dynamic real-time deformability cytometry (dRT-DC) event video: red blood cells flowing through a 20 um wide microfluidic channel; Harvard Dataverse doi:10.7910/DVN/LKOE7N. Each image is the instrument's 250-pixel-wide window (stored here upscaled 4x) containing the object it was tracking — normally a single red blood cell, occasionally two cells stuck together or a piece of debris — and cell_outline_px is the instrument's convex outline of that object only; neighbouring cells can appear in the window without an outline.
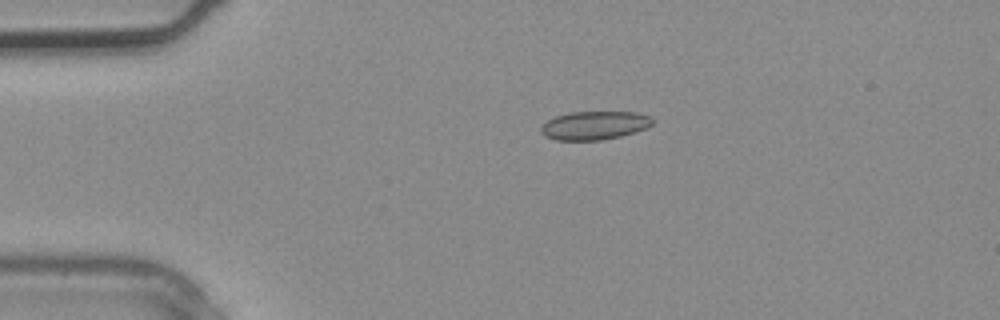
{"species": "common noctule bat (a hibernating species)", "species_latin": "Nyctalus noctula", "temperature_condition": "warm", "stored_images_in_passage": 2, "camera_frame_rate_fps": 3000, "um_per_image_px": 0.085, "animal": {"sex": "male", "body_mass_g": 20.4}, "frame": {"image": 1, "passage_image": 1, "time_ms": 0.0, "image_size_px": [1000, 320], "cell_outline_px": [[656, 120], [652, 124], [636, 132], [620, 136], [600, 140], [556, 140], [544, 136], [540, 132], [540, 128], [548, 120], [556, 116], [568, 112], [636, 112], [652, 116]], "centroid_in_image_um": [50.55, 10.65], "position_along_channel_um": 34.5, "area_um2": 18.61}}
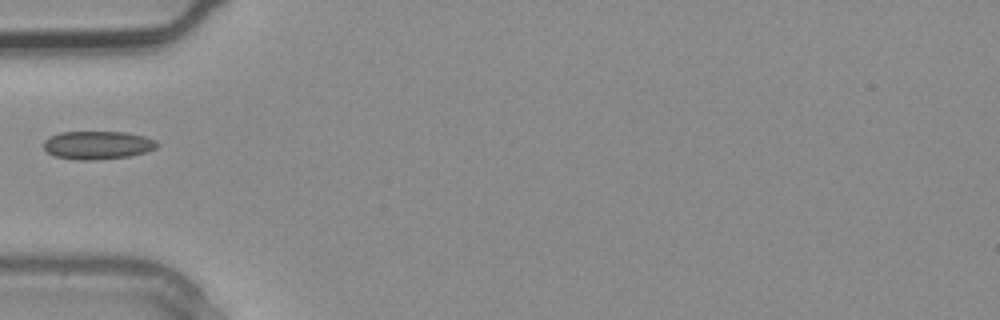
{"frame": {"image": 2, "passage_image": 2, "time_ms": 0.333, "image_size_px": [1000, 320], "cell_outline_px": [[160, 144], [156, 148], [148, 152], [128, 156], [92, 160], [76, 160], [56, 156], [48, 152], [44, 148], [44, 140], [60, 132], [124, 132], [144, 136], [156, 140]], "centroid_in_image_um": [8.33, 12.33], "position_along_channel_um": 76.7, "area_um2": 18.61}}